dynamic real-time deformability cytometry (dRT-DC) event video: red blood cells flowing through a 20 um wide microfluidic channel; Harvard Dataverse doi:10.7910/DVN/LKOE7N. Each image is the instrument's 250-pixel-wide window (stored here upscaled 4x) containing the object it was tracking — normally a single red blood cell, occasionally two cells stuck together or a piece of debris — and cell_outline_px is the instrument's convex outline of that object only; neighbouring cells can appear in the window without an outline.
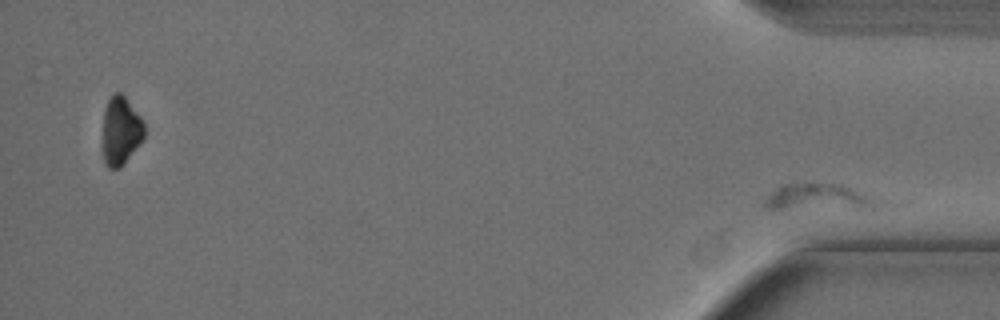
{"species": "Egyptian fruit bat (a non-hibernating species)", "species_latin": "Rousettus aegyptiacus", "temperature_condition": "cold", "stored_images_in_passage": 55, "segment_of_instrument_passage": [2, 2], "camera_frame_rate_fps": 3000, "um_per_image_px": 0.085, "animal": {"sex": "female"}, "frame": {"image": 1, "passage_image": 55, "time_ms": 18.0, "image_size_px": [1000, 320], "cell_outline_px": [[904, 204], [876, 208], [768, 208], [764, 204], [764, 200], [776, 188], [784, 184], [840, 184], [900, 200]], "centroid_in_image_um": [70.2, 16.78], "position_along_channel_um": 365.0, "area_um2": 18.84}}